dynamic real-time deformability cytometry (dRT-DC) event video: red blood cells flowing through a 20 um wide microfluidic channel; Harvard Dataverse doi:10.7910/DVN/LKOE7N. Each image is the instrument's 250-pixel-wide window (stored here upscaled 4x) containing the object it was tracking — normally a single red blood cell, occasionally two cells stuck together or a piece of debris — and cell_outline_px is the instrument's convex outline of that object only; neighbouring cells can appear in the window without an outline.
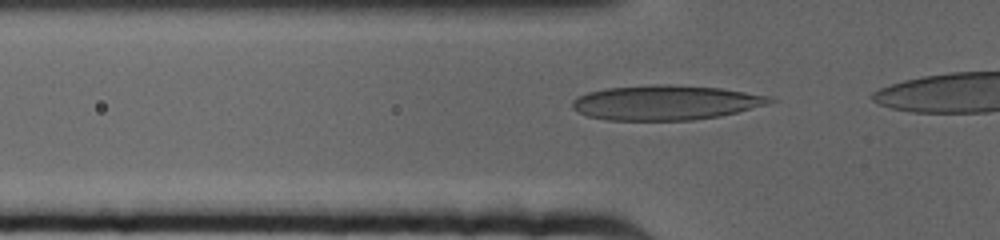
{"species": "human", "species_latin": "Homo sapiens", "temperature_condition": "cold", "stored_images_in_passage": 14, "camera_frame_rate_fps": 3000, "um_per_image_px": 0.085, "donor": {"sex": "female"}, "frame": {"image": 1, "passage_image": 3, "time_ms": 0.667, "image_size_px": [1000, 240], "cell_outline_px": [[776, 100], [768, 104], [720, 116], [692, 120], [608, 120], [588, 116], [572, 108], [572, 100], [576, 96], [588, 92], [604, 88], [656, 84], [668, 84], [720, 88], [772, 96]], "centroid_in_image_um": [56.56, 8.71], "position_along_channel_um": 69.2, "area_um2": 40.06}}
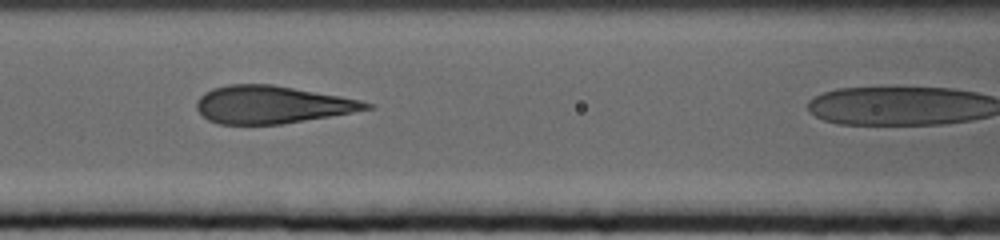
{"frame": {"image": 2, "passage_image": 10, "time_ms": 3.0, "image_size_px": [1000, 240], "cell_outline_px": [[376, 108], [280, 124], [220, 124], [208, 120], [196, 108], [196, 100], [204, 92], [212, 88], [228, 84], [272, 84], [340, 96], [360, 100], [376, 104]], "centroid_in_image_um": [23.1, 8.88], "position_along_channel_um": 143.5, "area_um2": 37.11}}
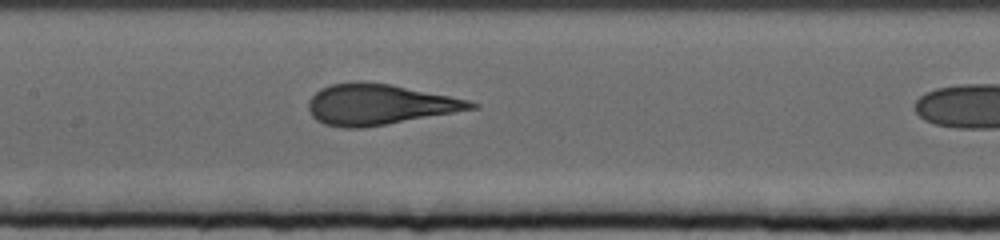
{"frame": {"image": 3, "passage_image": 13, "time_ms": 4.0, "image_size_px": [1000, 240], "cell_outline_px": [[480, 108], [388, 124], [364, 128], [340, 128], [324, 124], [316, 120], [308, 112], [308, 100], [320, 88], [332, 84], [356, 80], [360, 80], [388, 84], [468, 100], [480, 104]], "centroid_in_image_um": [32.2, 8.89], "position_along_channel_um": 175.2, "area_um2": 38.73}}